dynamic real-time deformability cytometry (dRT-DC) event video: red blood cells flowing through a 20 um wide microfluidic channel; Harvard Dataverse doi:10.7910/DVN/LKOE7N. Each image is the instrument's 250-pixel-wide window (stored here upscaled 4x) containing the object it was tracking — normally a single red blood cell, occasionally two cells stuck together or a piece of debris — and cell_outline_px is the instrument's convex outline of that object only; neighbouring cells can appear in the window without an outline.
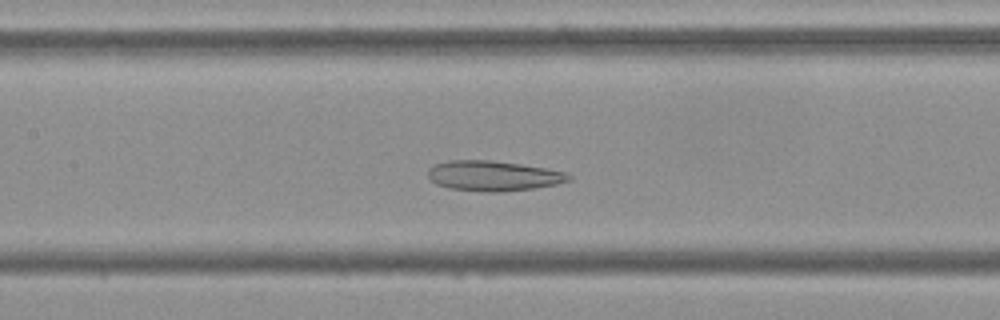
{"species": "Egyptian fruit bat (a non-hibernating species)", "species_latin": "Rousettus aegyptiacus", "temperature_condition": "cold", "stored_images_in_passage": 51, "camera_frame_rate_fps": 3000, "um_per_image_px": 0.085, "frame": {"image": 1, "passage_image": 22, "time_ms": 7.0, "image_size_px": [1000, 320], "cell_outline_px": [[572, 180], [556, 184], [536, 188], [500, 192], [488, 192], [448, 188], [436, 184], [428, 176], [428, 168], [436, 164], [448, 160], [488, 160], [520, 164], [568, 172], [572, 176]], "centroid_in_image_um": [41.95, 14.95], "position_along_channel_um": 165.4, "area_um2": 24.8}}
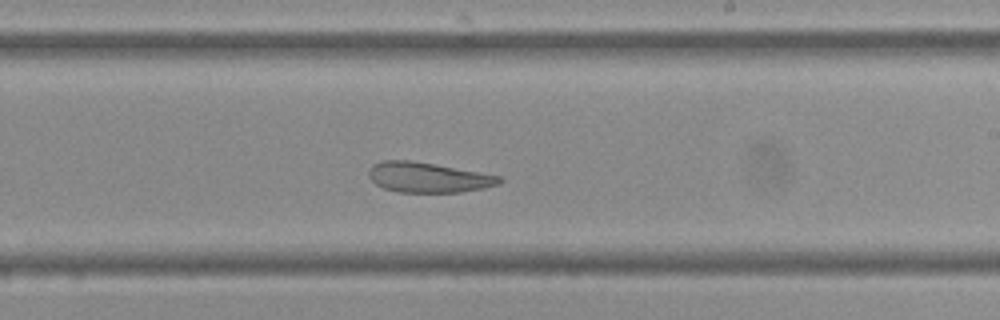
{"frame": {"image": 2, "passage_image": 29, "time_ms": 9.333, "image_size_px": [1000, 320], "cell_outline_px": [[504, 180], [500, 184], [484, 188], [460, 192], [400, 192], [384, 188], [376, 184], [368, 176], [368, 172], [372, 164], [380, 160], [408, 160], [432, 164], [500, 176]], "centroid_in_image_um": [36.36, 15.08], "position_along_channel_um": 252.6, "area_um2": 22.72}}
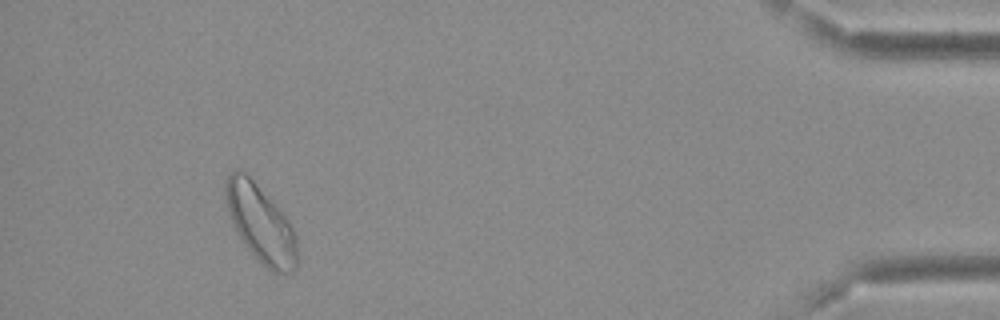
{"frame": {"image": 3, "passage_image": 47, "time_ms": 15.333, "image_size_px": [1000, 320], "cell_outline_px": [[296, 268], [292, 272], [272, 272], [244, 244], [228, 212], [224, 196], [224, 180], [228, 172], [232, 168], [240, 168], [252, 180], [288, 220], [296, 236]], "centroid_in_image_um": [22.1, 18.94], "position_along_channel_um": 413.1, "area_um2": 31.56}, "authors_computed_cell_mechanics": {"area_um2": 28.8422, "velocity_mm_per_s": 3.7506, "shape_relaxation_time_tau1_ms": null, "shape_relaxation_time_tau2_ms": 3.5247, "deformation_change_tau1": null, "deformation_change_tau2": 0.1095}}